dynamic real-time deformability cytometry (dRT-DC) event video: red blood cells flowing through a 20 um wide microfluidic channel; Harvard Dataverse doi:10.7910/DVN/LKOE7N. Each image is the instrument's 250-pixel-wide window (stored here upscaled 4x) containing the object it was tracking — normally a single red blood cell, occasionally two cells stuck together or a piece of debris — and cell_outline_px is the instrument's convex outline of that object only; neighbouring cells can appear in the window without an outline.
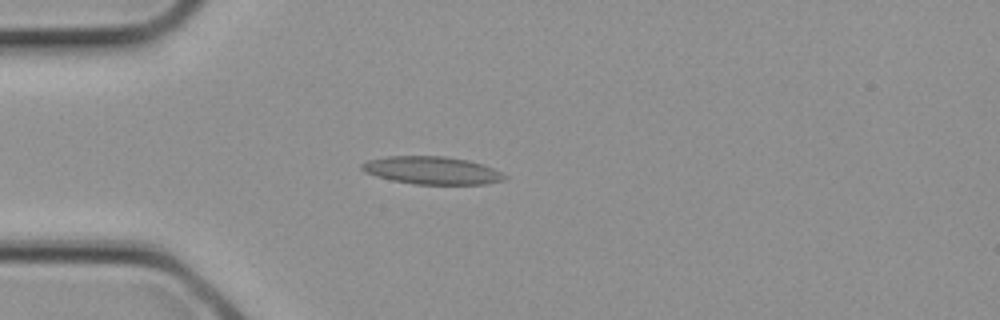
{"species": "common noctule bat (a hibernating species)", "species_latin": "Nyctalus noctula", "temperature_condition": "cold", "stored_images_in_passage": 2, "camera_frame_rate_fps": 3000, "um_per_image_px": 0.085, "animal": {"sex": "female", "body_mass_g": 21.9}, "frame": {"image": 1, "passage_image": 2, "time_ms": 0.333, "image_size_px": [1000, 320], "cell_outline_px": [[508, 176], [504, 180], [488, 184], [412, 184], [392, 180], [376, 176], [364, 172], [360, 168], [360, 164], [368, 160], [388, 156], [444, 156], [468, 160], [484, 164]], "centroid_in_image_um": [36.71, 14.48], "position_along_channel_um": 48.3, "area_um2": 23.18}}